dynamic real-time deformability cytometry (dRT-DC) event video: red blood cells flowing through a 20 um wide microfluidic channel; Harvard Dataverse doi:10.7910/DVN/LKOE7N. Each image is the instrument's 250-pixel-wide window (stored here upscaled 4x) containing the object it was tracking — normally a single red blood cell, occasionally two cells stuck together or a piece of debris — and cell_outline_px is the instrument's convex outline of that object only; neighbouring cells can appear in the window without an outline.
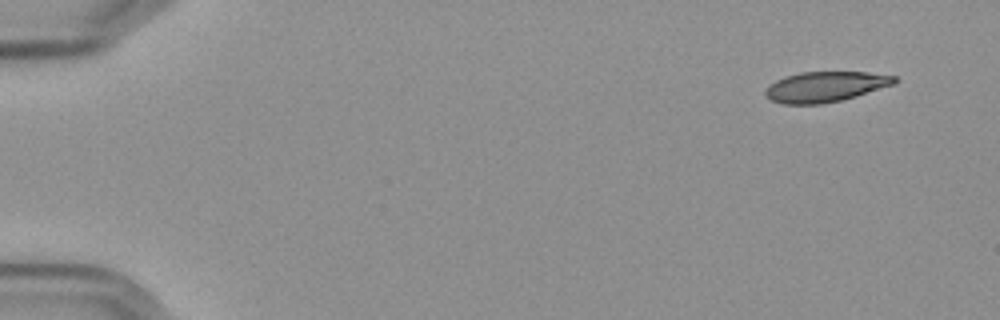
{"species": "Egyptian fruit bat (a non-hibernating species)", "species_latin": "Rousettus aegyptiacus", "temperature_condition": "cold", "stored_images_in_passage": 54, "camera_frame_rate_fps": 3000, "um_per_image_px": 0.085, "frame": {"image": 1, "passage_image": 1, "time_ms": 0.0, "image_size_px": [1000, 320], "cell_outline_px": [[896, 84], [856, 96], [840, 100], [820, 104], [780, 104], [764, 96], [764, 92], [776, 80], [784, 76], [800, 72], [868, 72], [896, 76]], "centroid_in_image_um": [70.16, 7.37], "position_along_channel_um": 14.8, "area_um2": 22.83}}
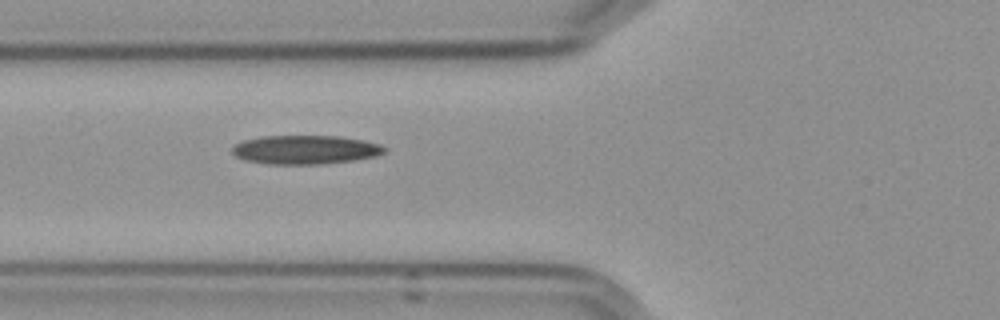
{"frame": {"image": 2, "passage_image": 19, "time_ms": 6.0, "image_size_px": [1000, 320], "cell_outline_px": [[388, 148], [384, 152], [376, 156], [352, 160], [320, 164], [268, 164], [244, 160], [236, 156], [232, 152], [232, 148], [236, 144], [244, 140], [264, 136], [340, 136], [364, 140], [380, 144]], "centroid_in_image_um": [25.96, 12.72], "position_along_channel_um": 99.8, "area_um2": 25.55}}
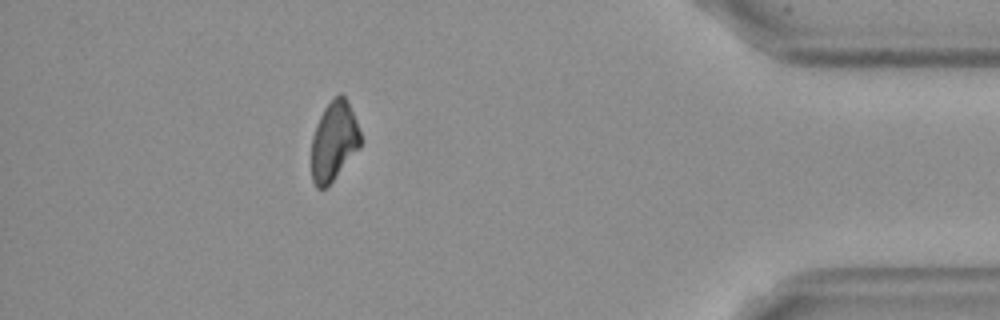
{"frame": {"image": 3, "passage_image": 48, "time_ms": 15.667, "image_size_px": [1000, 320], "cell_outline_px": [[360, 148], [332, 180], [324, 188], [316, 188], [312, 180], [312, 136], [316, 124], [324, 108], [340, 92], [344, 96], [356, 120], [360, 132]], "centroid_in_image_um": [28.37, 12.0], "position_along_channel_um": 406.8, "area_um2": 22.25}}